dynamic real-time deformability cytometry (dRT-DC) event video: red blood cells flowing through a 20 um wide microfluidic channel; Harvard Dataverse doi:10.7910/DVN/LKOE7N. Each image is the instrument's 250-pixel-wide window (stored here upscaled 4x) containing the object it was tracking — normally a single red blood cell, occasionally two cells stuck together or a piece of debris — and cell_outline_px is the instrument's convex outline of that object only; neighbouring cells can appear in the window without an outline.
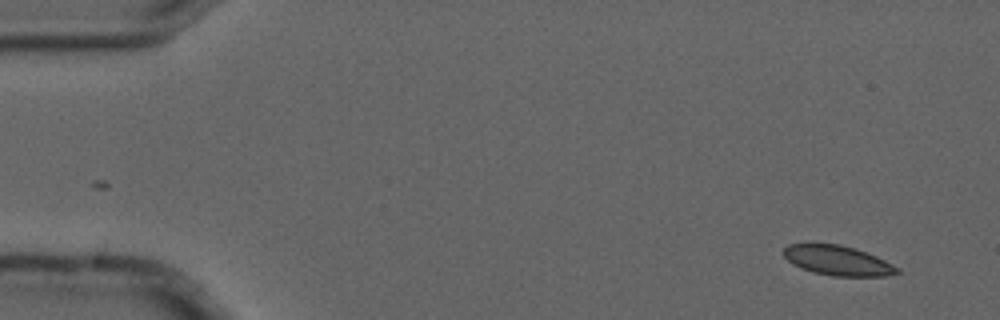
{"species": "common noctule bat (a hibernating species)", "species_latin": "Nyctalus noctula", "temperature_condition": "cold", "stored_images_in_passage": 2, "camera_frame_rate_fps": 3000, "um_per_image_px": 0.085, "animal": {"sex": "male", "forearm_length_mm": 52.5}, "frame": {"image": 1, "passage_image": 2, "time_ms": 0.333, "image_size_px": [1000, 320], "cell_outline_px": [[900, 272], [888, 276], [832, 276], [812, 272], [800, 268], [792, 264], [780, 252], [788, 244], [808, 240], [812, 240], [840, 244], [856, 248], [876, 256], [900, 268]], "centroid_in_image_um": [71.1, 22.09], "position_along_channel_um": 13.9, "area_um2": 20.69}}